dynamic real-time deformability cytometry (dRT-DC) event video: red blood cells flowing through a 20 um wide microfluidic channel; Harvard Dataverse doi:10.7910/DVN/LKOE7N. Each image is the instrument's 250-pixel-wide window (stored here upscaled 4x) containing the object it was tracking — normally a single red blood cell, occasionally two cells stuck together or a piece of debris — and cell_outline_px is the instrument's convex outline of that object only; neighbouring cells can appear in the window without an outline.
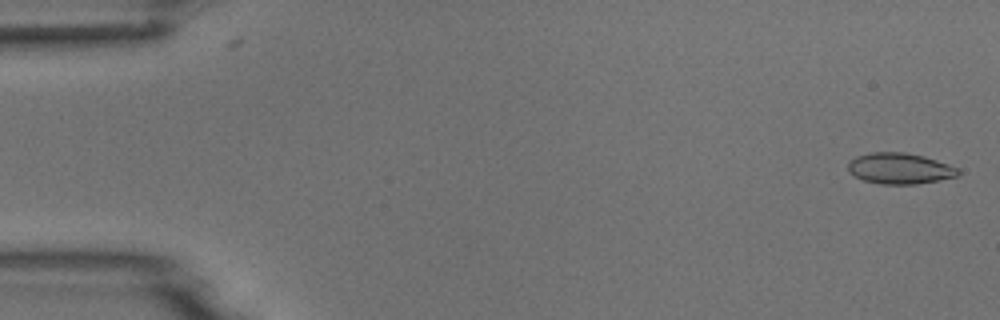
{"species": "common noctule bat (a hibernating species)", "species_latin": "Nyctalus noctula", "temperature_condition": "room temperature", "stored_images_in_passage": 6, "camera_frame_rate_fps": 3000, "um_per_image_px": 0.085, "animal": {"sex": "male", "body_mass_g": 18.8}, "frame": {"image": 1, "passage_image": 1, "time_ms": 0.0, "image_size_px": [1000, 320], "cell_outline_px": [[960, 172], [956, 176], [916, 184], [880, 184], [864, 180], [856, 176], [848, 168], [848, 164], [856, 156], [872, 152], [904, 152], [924, 156], [948, 164], [956, 168]], "centroid_in_image_um": [76.47, 14.31], "position_along_channel_um": 8.5, "area_um2": 19.48}}